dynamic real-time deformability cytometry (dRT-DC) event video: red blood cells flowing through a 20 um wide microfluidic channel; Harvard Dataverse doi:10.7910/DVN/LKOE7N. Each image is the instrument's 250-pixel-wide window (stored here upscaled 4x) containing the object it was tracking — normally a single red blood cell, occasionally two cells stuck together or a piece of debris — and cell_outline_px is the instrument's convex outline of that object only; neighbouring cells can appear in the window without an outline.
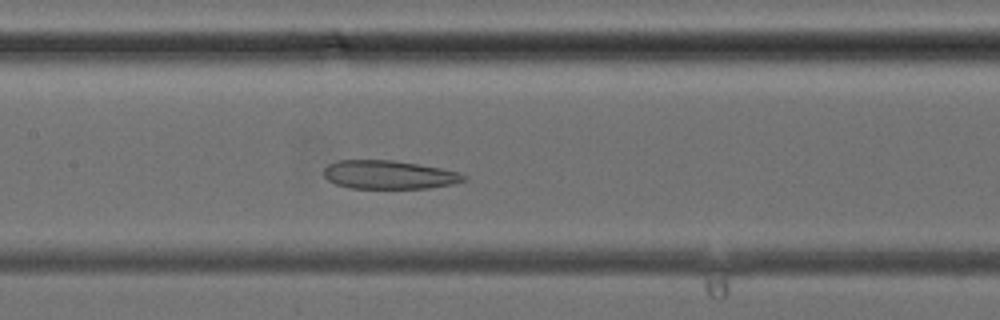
{"species": "common noctule bat (a hibernating species)", "species_latin": "Nyctalus noctula", "temperature_condition": "cold", "stored_images_in_passage": 35, "camera_frame_rate_fps": 3000, "um_per_image_px": 0.085, "animal": {"sex": "female", "body_mass_g": 24.6, "forearm_length_mm": 56.2}, "frame": {"image": 1, "passage_image": 15, "time_ms": 4.667, "image_size_px": [1000, 320], "cell_outline_px": [[468, 180], [452, 184], [428, 188], [352, 188], [336, 184], [328, 180], [324, 176], [324, 168], [328, 164], [340, 160], [392, 160], [440, 168], [460, 172], [468, 176]], "centroid_in_image_um": [33.09, 14.85], "position_along_channel_um": 174.3, "area_um2": 23.24}}
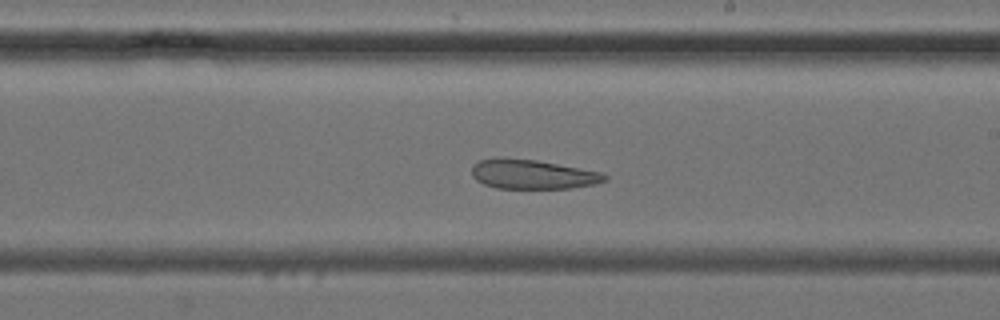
{"frame": {"image": 2, "passage_image": 19, "time_ms": 6.0, "image_size_px": [1000, 320], "cell_outline_px": [[608, 180], [596, 184], [572, 188], [496, 188], [484, 184], [476, 180], [472, 176], [472, 164], [480, 160], [536, 160], [600, 172], [608, 176]], "centroid_in_image_um": [45.32, 14.85], "position_along_channel_um": 243.7, "area_um2": 22.14}}
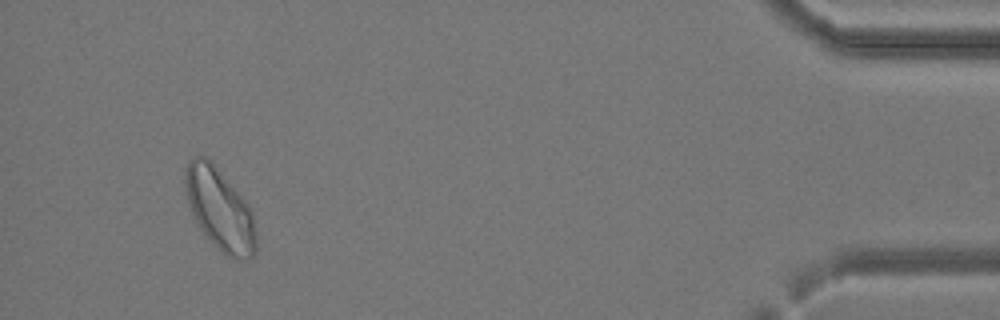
{"frame": {"image": 3, "passage_image": 33, "time_ms": 10.667, "image_size_px": [1000, 320], "cell_outline_px": [[256, 248], [252, 256], [248, 260], [232, 260], [220, 252], [204, 236], [192, 216], [184, 188], [184, 168], [196, 156], [204, 156], [212, 160], [252, 208], [256, 232]], "centroid_in_image_um": [18.68, 17.82], "position_along_channel_um": 416.5, "area_um2": 34.74}}